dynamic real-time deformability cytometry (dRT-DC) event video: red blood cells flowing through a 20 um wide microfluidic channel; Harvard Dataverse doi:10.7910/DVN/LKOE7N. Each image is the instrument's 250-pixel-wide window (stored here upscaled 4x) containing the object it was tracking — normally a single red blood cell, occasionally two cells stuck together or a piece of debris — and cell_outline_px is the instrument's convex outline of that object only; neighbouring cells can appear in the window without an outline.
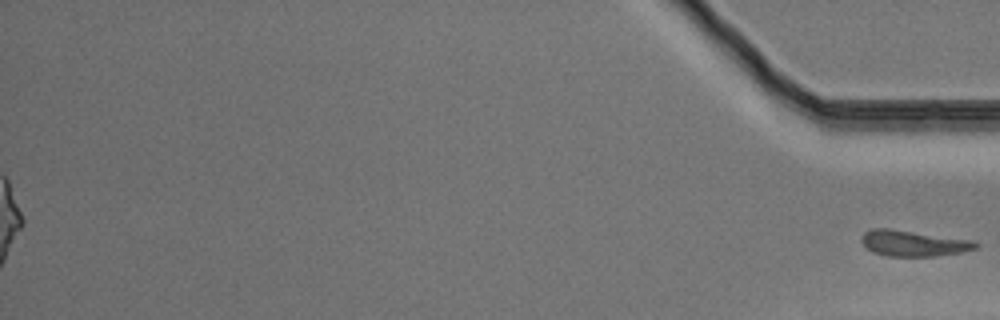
{"species": "Egyptian fruit bat (a non-hibernating species)", "species_latin": "Rousettus aegyptiacus", "temperature_condition": "warm", "stored_images_in_passage": 51, "segment_of_instrument_passage": [2, 2], "camera_frame_rate_fps": 3000, "um_per_image_px": 0.085, "animal": {"sex": "male"}, "frame": {"image": 1, "passage_image": 51, "time_ms": 16.667, "image_size_px": [1000, 320], "cell_outline_px": [[980, 244], [976, 248], [964, 252], [936, 256], [888, 256], [872, 252], [860, 240], [860, 236], [864, 232], [872, 228], [888, 228], [976, 240]], "centroid_in_image_um": [77.67, 20.67], "position_along_channel_um": 357.5, "area_um2": 17.46}}